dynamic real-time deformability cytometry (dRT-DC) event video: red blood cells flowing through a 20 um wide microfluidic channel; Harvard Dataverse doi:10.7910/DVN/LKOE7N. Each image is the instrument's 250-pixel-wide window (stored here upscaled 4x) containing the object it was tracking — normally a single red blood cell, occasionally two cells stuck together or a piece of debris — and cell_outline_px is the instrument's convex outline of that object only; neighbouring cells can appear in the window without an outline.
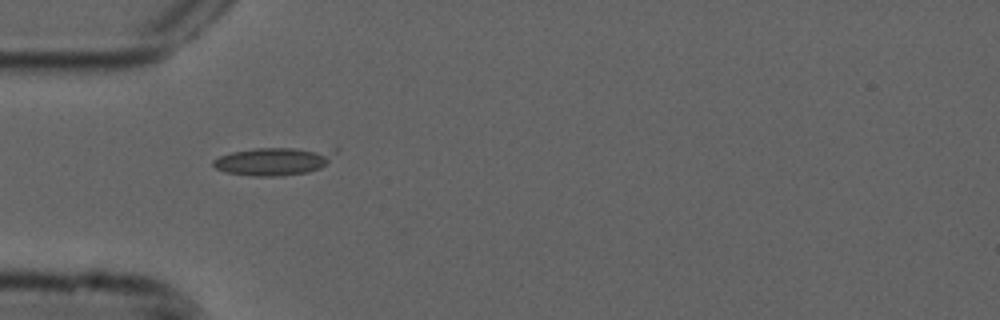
{"species": "common noctule bat (a hibernating species)", "species_latin": "Nyctalus noctula", "temperature_condition": "cold", "stored_images_in_passage": 2, "camera_frame_rate_fps": 3000, "um_per_image_px": 0.085, "animal": {"sex": "male", "forearm_length_mm": 52.5}, "frame": {"image": 1, "passage_image": 1, "time_ms": 0.0, "image_size_px": [1000, 320], "cell_outline_px": [[340, 148], [328, 164], [320, 168], [308, 172], [284, 176], [252, 176], [224, 172], [216, 168], [212, 164], [212, 160], [220, 156], [232, 152], [256, 148]], "centroid_in_image_um": [23.33, 13.7], "position_along_channel_um": 61.7, "area_um2": 20.23}}
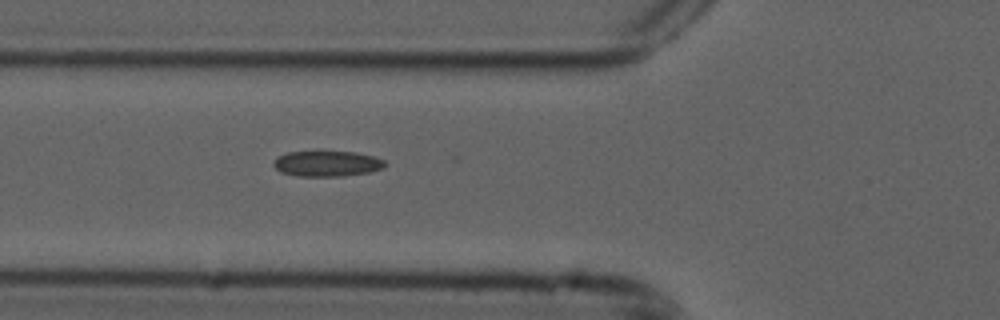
{"frame": {"image": 2, "passage_image": 2, "time_ms": 0.333, "image_size_px": [1000, 320], "cell_outline_px": [[388, 164], [384, 168], [368, 172], [344, 176], [296, 176], [280, 172], [272, 164], [276, 156], [288, 152], [356, 152], [372, 156], [384, 160]], "centroid_in_image_um": [27.79, 13.91], "position_along_channel_um": 98.0, "area_um2": 16.65}}